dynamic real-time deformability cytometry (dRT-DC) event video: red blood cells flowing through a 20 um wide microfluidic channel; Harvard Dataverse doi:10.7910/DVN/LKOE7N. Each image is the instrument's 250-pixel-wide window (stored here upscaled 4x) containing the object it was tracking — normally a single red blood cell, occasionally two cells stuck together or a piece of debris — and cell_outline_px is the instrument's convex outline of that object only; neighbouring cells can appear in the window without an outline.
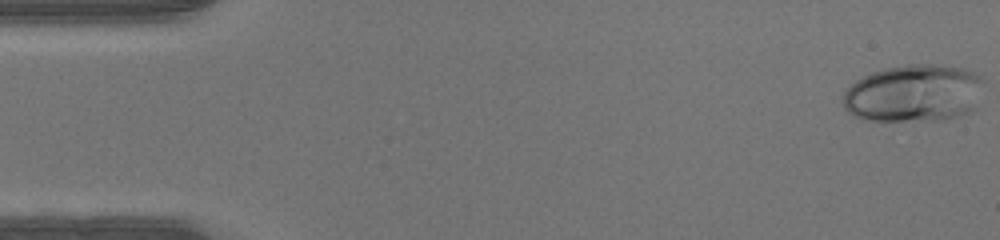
{"species": "human", "species_latin": "Homo sapiens", "temperature_condition": "warm", "stored_images_in_passage": 47, "camera_frame_rate_fps": 3000, "um_per_image_px": 0.085, "donor": {"sex": "male"}, "frame": {"image": 1, "passage_image": 1, "time_ms": 0.0, "image_size_px": [1000, 240], "cell_outline_px": [[984, 80], [976, 108], [972, 112], [960, 116], [940, 120], [864, 120], [852, 116], [844, 108], [844, 92], [856, 80], [872, 72], [884, 68], [908, 64], [928, 64], [964, 68], [980, 76]], "centroid_in_image_um": [77.69, 7.94], "position_along_channel_um": 7.3, "area_um2": 47.4}}
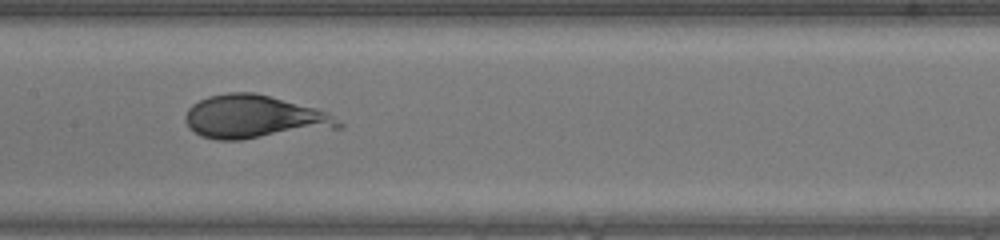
{"frame": {"image": 2, "passage_image": 23, "time_ms": 7.333, "image_size_px": [1000, 240], "cell_outline_px": [[344, 128], [240, 140], [216, 140], [200, 136], [188, 128], [184, 120], [184, 116], [188, 108], [192, 104], [208, 96], [228, 92], [256, 92], [316, 108], [328, 112], [344, 124]], "centroid_in_image_um": [21.63, 9.95], "position_along_channel_um": 185.8, "area_um2": 39.36}}
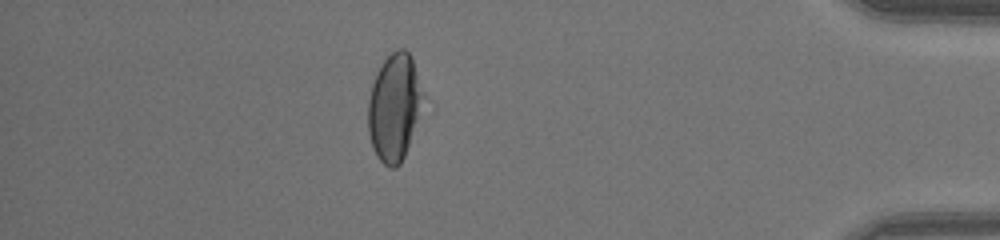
{"frame": {"image": 3, "passage_image": 41, "time_ms": 13.333, "image_size_px": [1000, 240], "cell_outline_px": [[428, 96], [404, 156], [400, 164], [396, 168], [392, 168], [384, 164], [376, 156], [372, 148], [368, 132], [368, 100], [372, 84], [376, 72], [380, 64], [396, 48], [404, 48], [412, 56]], "centroid_in_image_um": [33.57, 9.07], "position_along_channel_um": 401.6, "area_um2": 35.49}}